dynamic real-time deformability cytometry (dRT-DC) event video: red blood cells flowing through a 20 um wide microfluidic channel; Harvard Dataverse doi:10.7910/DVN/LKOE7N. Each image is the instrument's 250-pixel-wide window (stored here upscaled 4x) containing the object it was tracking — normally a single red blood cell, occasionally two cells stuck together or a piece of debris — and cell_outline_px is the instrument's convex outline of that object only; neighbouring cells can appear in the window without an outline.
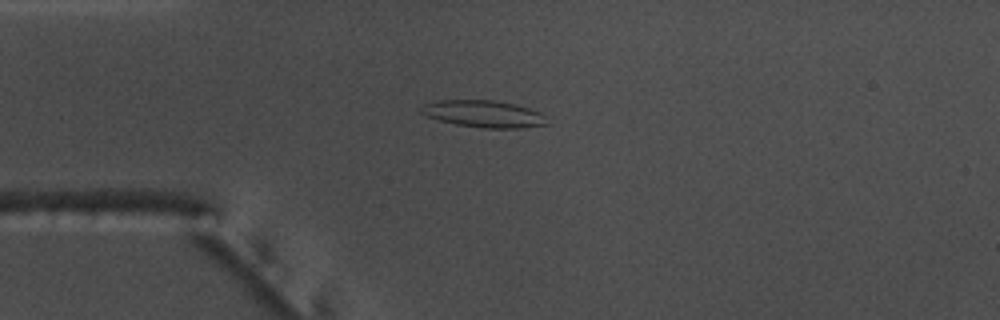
{"species": "common noctule bat (a hibernating species)", "species_latin": "Nyctalus noctula", "temperature_condition": "warm", "stored_images_in_passage": 46, "camera_frame_rate_fps": 3000, "um_per_image_px": 0.085, "animal": {"sex": "male", "body_mass_g": 17.5, "forearm_length_mm": 52.3}, "frame": {"image": 1, "passage_image": 6, "time_ms": 1.667, "image_size_px": [1000, 320], "cell_outline_px": [[548, 124], [520, 128], [484, 128], [456, 124], [440, 120], [428, 116], [420, 112], [424, 104], [440, 100], [496, 100], [516, 104], [540, 112], [544, 116]], "centroid_in_image_um": [41.14, 9.67], "position_along_channel_um": 43.9, "area_um2": 19.59}}
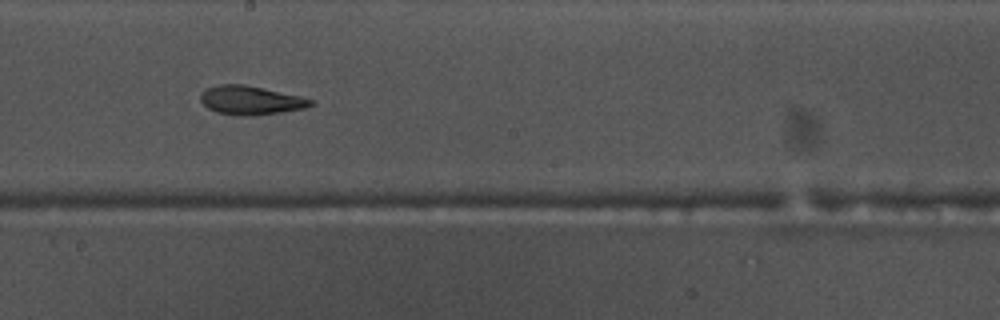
{"frame": {"image": 2, "passage_image": 22, "time_ms": 7.0, "image_size_px": [1000, 320], "cell_outline_px": [[316, 104], [304, 108], [280, 112], [252, 116], [244, 116], [216, 112], [208, 108], [200, 100], [200, 96], [204, 88], [216, 84], [244, 84], [300, 96], [316, 100]], "centroid_in_image_um": [21.31, 8.51], "position_along_channel_um": 226.9, "area_um2": 18.61}}
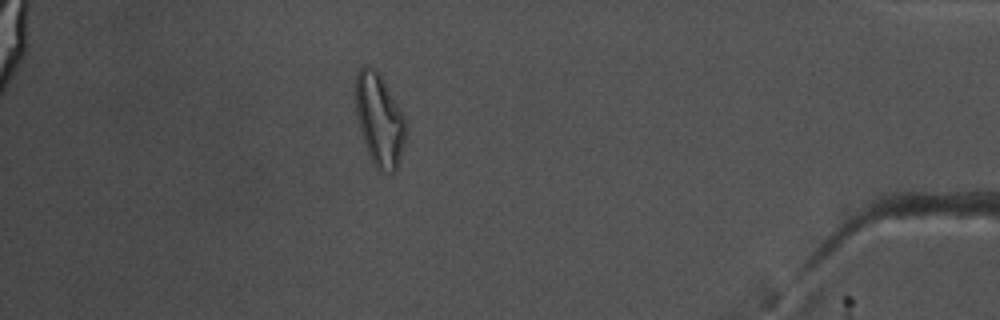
{"frame": {"image": 3, "passage_image": 40, "time_ms": 13.0, "image_size_px": [1000, 320], "cell_outline_px": [[404, 140], [400, 160], [396, 172], [392, 172], [376, 168], [368, 152], [356, 116], [356, 72], [364, 64], [380, 72], [404, 116]], "centroid_in_image_um": [32.24, 10.14], "position_along_channel_um": 403.0, "area_um2": 26.53}, "authors_computed_cell_mechanics": {"area_um2": 18.8717, "velocity_mm_per_s": 3.7511, "shape_relaxation_time_tau1_ms": null, "shape_relaxation_time_tau2_ms": 3.4689, "deformation_change_tau1": null, "deformation_change_tau2": 0.1287}}